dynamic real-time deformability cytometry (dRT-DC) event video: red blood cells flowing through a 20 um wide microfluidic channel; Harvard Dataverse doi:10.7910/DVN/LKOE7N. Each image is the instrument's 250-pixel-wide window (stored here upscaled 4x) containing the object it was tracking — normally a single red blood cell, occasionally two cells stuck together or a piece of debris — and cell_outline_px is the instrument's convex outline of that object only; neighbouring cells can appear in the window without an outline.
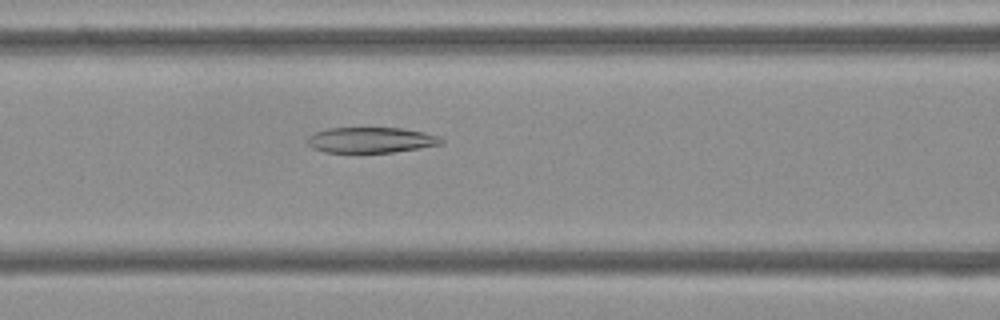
{"species": "Egyptian fruit bat (a non-hibernating species)", "species_latin": "Rousettus aegyptiacus", "temperature_condition": "cold", "stored_images_in_passage": 54, "camera_frame_rate_fps": 3000, "um_per_image_px": 0.085, "frame": {"image": 1, "passage_image": 22, "time_ms": 7.0, "image_size_px": [1000, 320], "cell_outline_px": [[444, 144], [420, 148], [392, 152], [324, 152], [312, 148], [308, 144], [308, 136], [316, 132], [328, 128], [404, 128], [424, 132], [440, 136], [444, 140]], "centroid_in_image_um": [31.58, 11.9], "position_along_channel_um": 135.0, "area_um2": 20.0}}
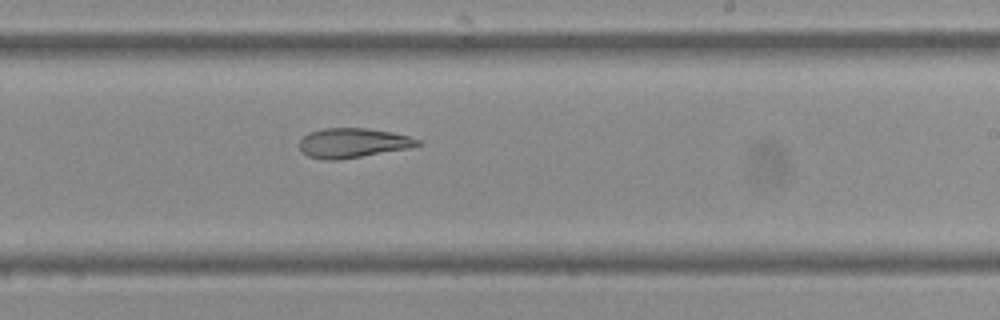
{"frame": {"image": 2, "passage_image": 32, "time_ms": 10.333, "image_size_px": [1000, 320], "cell_outline_px": [[420, 144], [408, 148], [340, 160], [324, 160], [308, 156], [300, 148], [300, 140], [308, 132], [324, 128], [364, 128], [392, 132], [408, 136], [420, 140]], "centroid_in_image_um": [29.96, 12.15], "position_along_channel_um": 259.0, "area_um2": 20.23}}
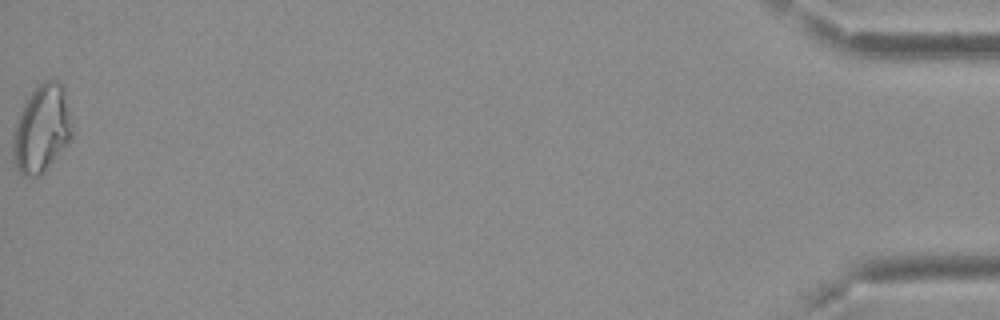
{"frame": {"image": 3, "passage_image": 54, "time_ms": 17.667, "image_size_px": [1000, 320], "cell_outline_px": [[72, 136], [44, 172], [36, 176], [24, 176], [16, 168], [12, 156], [12, 140], [16, 120], [24, 100], [44, 80], [60, 80], [64, 84], [72, 128]], "centroid_in_image_um": [3.52, 10.92], "position_along_channel_um": 431.7, "area_um2": 30.23}, "authors_computed_cell_mechanics": {"area_um2": 24.3338, "velocity_mm_per_s": 3.7247, "shape_relaxation_time_tau1_ms": null, "shape_relaxation_time_tau2_ms": 9.3558, "deformation_change_tau1": null, "deformation_change_tau2": 0.1856}}